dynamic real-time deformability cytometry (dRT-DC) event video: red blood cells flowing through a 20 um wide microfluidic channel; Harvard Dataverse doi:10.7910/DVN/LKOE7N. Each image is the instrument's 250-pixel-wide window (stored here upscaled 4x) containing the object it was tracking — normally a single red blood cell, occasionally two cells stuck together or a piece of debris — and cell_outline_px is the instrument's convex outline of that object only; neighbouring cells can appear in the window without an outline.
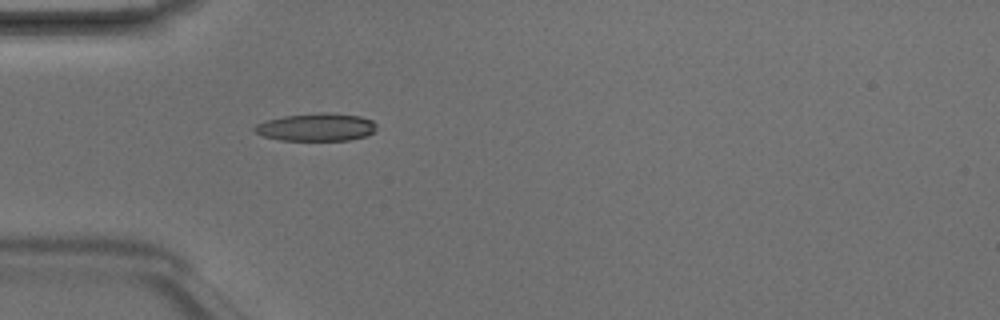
{"species": "Egyptian fruit bat (a non-hibernating species)", "species_latin": "Rousettus aegyptiacus", "temperature_condition": "room temperature", "stored_images_in_passage": 4, "camera_frame_rate_fps": 3000, "um_per_image_px": 0.085, "animal": {"sex": "male"}, "frame": {"image": 1, "passage_image": 4, "time_ms": 1.0, "image_size_px": [1000, 320], "cell_outline_px": [[376, 128], [372, 132], [364, 136], [348, 140], [280, 140], [264, 136], [256, 132], [252, 128], [256, 124], [268, 120], [284, 116], [320, 112], [328, 112], [360, 116], [372, 120], [376, 124]], "centroid_in_image_um": [26.89, 10.8], "position_along_channel_um": 58.1, "area_um2": 19.59}}